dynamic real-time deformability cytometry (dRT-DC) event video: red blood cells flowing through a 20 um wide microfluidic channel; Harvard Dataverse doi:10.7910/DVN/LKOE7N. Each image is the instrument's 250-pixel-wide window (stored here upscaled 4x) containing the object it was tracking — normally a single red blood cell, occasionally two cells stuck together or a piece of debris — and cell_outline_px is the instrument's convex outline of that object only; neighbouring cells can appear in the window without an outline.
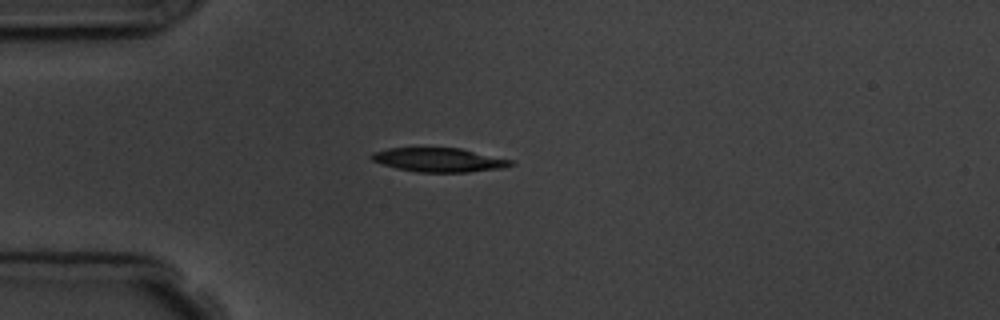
{"species": "common noctule bat (a hibernating species)", "species_latin": "Nyctalus noctula", "temperature_condition": "room temperature", "stored_images_in_passage": 5, "camera_frame_rate_fps": 3000, "um_per_image_px": 0.085, "animal": {"sex": "male", "body_mass_g": 19.5, "forearm_length_mm": 54.6}, "frame": {"image": 1, "passage_image": 1, "time_ms": 0.0, "image_size_px": [1000, 320], "cell_outline_px": [[516, 164], [504, 168], [468, 172], [420, 172], [396, 168], [372, 160], [368, 156], [372, 152], [388, 148], [460, 148], [516, 160]], "centroid_in_image_um": [37.38, 13.59], "position_along_channel_um": 47.6, "area_um2": 19.65}}